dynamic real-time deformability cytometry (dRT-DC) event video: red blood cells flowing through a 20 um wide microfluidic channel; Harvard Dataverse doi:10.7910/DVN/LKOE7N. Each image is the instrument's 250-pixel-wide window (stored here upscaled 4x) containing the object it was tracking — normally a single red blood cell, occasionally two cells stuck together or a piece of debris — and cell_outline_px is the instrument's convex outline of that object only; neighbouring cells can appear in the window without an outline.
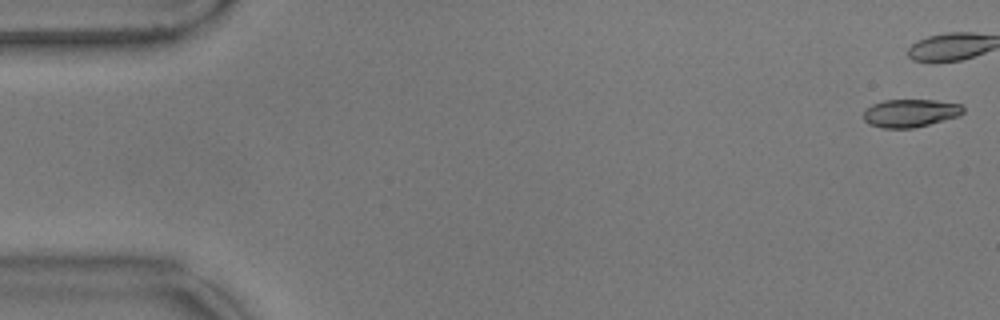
{"species": "common noctule bat (a hibernating species)", "species_latin": "Nyctalus noctula", "temperature_condition": "warm", "stored_images_in_passage": 13, "camera_frame_rate_fps": 3000, "um_per_image_px": 0.085, "animal": {"sex": "male", "body_mass_g": 17.9}, "frame": {"image": 1, "passage_image": 1, "time_ms": 0.0, "image_size_px": [1000, 320], "cell_outline_px": [[964, 112], [960, 116], [912, 128], [880, 128], [868, 124], [864, 120], [864, 108], [872, 104], [884, 100], [936, 100], [960, 104], [964, 108]], "centroid_in_image_um": [77.35, 9.61], "position_along_channel_um": 7.6, "area_um2": 16.36}}